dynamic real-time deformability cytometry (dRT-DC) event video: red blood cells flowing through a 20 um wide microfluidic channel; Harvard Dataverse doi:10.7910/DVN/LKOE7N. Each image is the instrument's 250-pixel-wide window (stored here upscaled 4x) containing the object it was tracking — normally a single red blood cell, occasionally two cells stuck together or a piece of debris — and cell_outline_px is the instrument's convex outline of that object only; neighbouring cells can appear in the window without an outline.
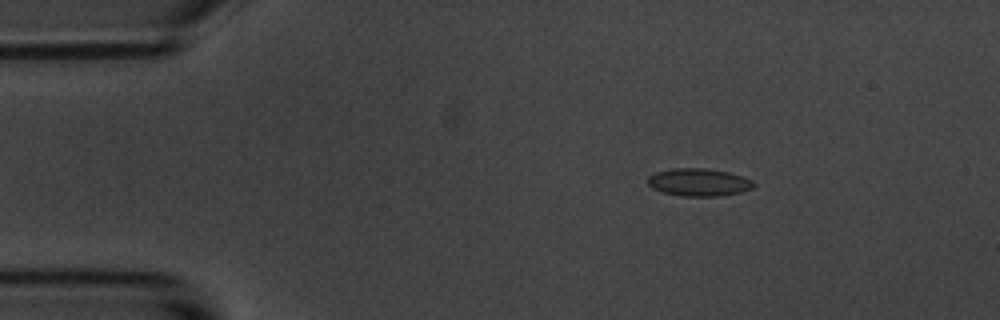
{"species": "common noctule bat (a hibernating species)", "species_latin": "Nyctalus noctula", "temperature_condition": "room temperature", "stored_images_in_passage": 5, "camera_frame_rate_fps": 3000, "um_per_image_px": 0.085, "animal": {"sex": "male", "body_mass_g": 20.1, "forearm_length_mm": 53.5}, "frame": {"image": 1, "passage_image": 3, "time_ms": 2.333, "image_size_px": [1000, 320], "cell_outline_px": [[756, 184], [752, 188], [740, 192], [716, 196], [684, 196], [664, 192], [652, 188], [648, 184], [648, 176], [656, 172], [672, 168], [708, 168], [728, 172], [744, 176], [752, 180]], "centroid_in_image_um": [59.41, 15.48], "position_along_channel_um": 25.6, "area_um2": 17.05}}